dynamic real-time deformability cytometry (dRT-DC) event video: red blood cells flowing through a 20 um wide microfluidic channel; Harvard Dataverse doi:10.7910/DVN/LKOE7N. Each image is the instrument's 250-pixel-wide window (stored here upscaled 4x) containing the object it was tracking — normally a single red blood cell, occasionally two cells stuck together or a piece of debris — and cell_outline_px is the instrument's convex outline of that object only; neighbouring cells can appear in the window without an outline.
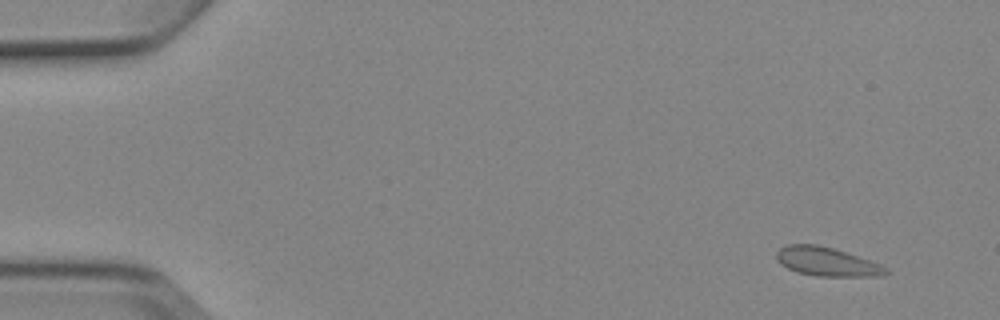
{"species": "Egyptian fruit bat (a non-hibernating species)", "species_latin": "Rousettus aegyptiacus", "temperature_condition": "cold", "stored_images_in_passage": 6, "camera_frame_rate_fps": 3000, "um_per_image_px": 0.085, "animal": {"sex": "female"}, "frame": {"image": 1, "passage_image": 2, "time_ms": 1.0, "image_size_px": [1000, 320], "cell_outline_px": [[888, 272], [884, 276], [816, 276], [796, 272], [780, 264], [776, 260], [776, 252], [780, 248], [788, 244], [816, 244], [832, 248], [880, 264], [888, 268]], "centroid_in_image_um": [70.24, 22.25], "position_along_channel_um": 14.8, "area_um2": 18.26}}
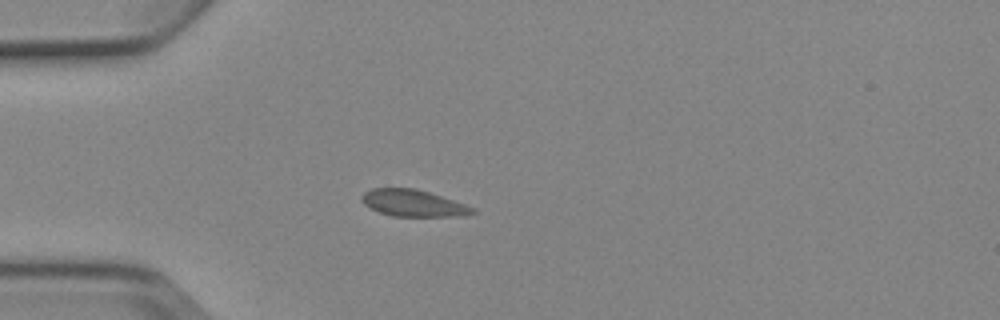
{"frame": {"image": 2, "passage_image": 5, "time_ms": 4.667, "image_size_px": [1000, 320], "cell_outline_px": [[476, 212], [464, 216], [392, 216], [380, 212], [364, 204], [360, 200], [360, 196], [364, 192], [372, 188], [416, 188], [476, 208]], "centroid_in_image_um": [35.1, 17.26], "position_along_channel_um": 49.9, "area_um2": 17.17}}